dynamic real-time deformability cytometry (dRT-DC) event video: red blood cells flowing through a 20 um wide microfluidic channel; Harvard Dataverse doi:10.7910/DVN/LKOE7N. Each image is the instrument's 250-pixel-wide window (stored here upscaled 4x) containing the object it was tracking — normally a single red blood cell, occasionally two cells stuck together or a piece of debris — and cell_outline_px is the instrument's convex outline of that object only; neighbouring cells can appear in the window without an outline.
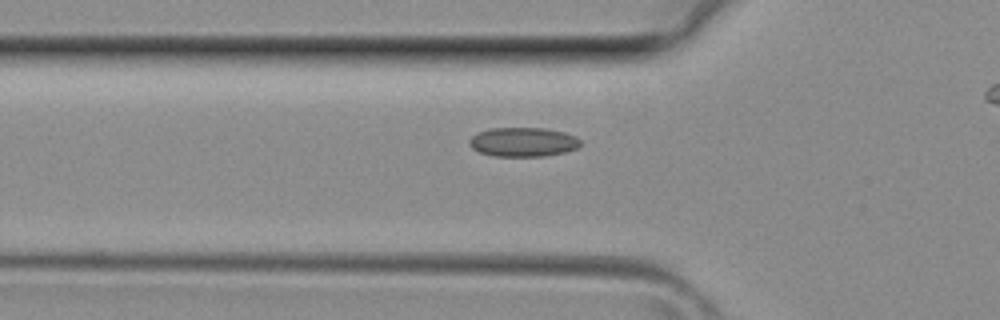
{"species": "common noctule bat (a hibernating species)", "species_latin": "Nyctalus noctula", "temperature_condition": "room temperature", "stored_images_in_passage": 32, "camera_frame_rate_fps": 3000, "um_per_image_px": 0.085, "animal": {"sex": "female", "body_mass_g": 29.2, "forearm_length_mm": 56.3}, "frame": {"image": 1, "passage_image": 13, "time_ms": 4.0, "image_size_px": [1000, 320], "cell_outline_px": [[580, 144], [576, 148], [564, 152], [544, 156], [492, 156], [480, 152], [472, 148], [468, 144], [468, 140], [472, 136], [480, 132], [492, 128], [544, 128], [564, 132], [576, 136], [580, 140]], "centroid_in_image_um": [44.45, 12.07], "position_along_channel_um": 81.4, "area_um2": 18.84}}
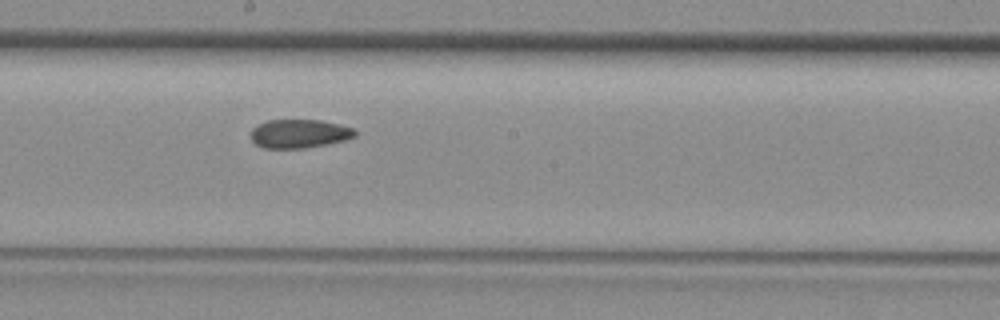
{"frame": {"image": 2, "passage_image": 21, "time_ms": 6.667, "image_size_px": [1000, 320], "cell_outline_px": [[356, 136], [344, 140], [304, 148], [264, 148], [256, 144], [252, 140], [252, 128], [256, 124], [268, 120], [320, 120], [340, 124], [356, 128]], "centroid_in_image_um": [25.45, 11.35], "position_along_channel_um": 222.8, "area_um2": 17.4}}
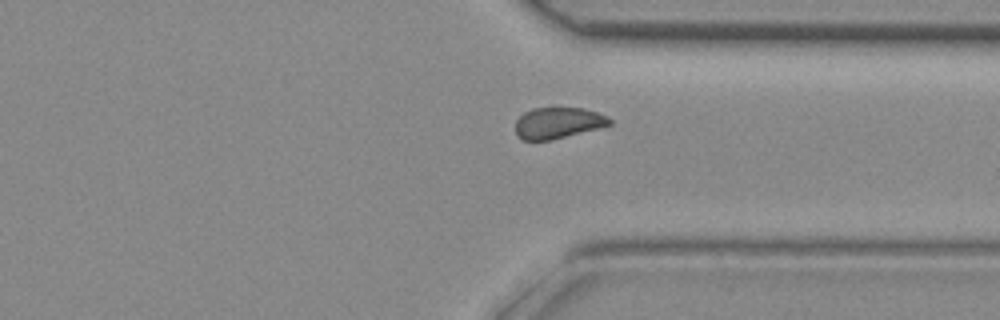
{"frame": {"image": 3, "passage_image": 29, "time_ms": 9.333, "image_size_px": [1000, 320], "cell_outline_px": [[612, 124], [552, 140], [524, 140], [516, 136], [516, 120], [524, 112], [532, 108], [584, 108], [608, 116], [612, 120]], "centroid_in_image_um": [47.42, 10.44], "position_along_channel_um": 364.0, "area_um2": 17.05}}